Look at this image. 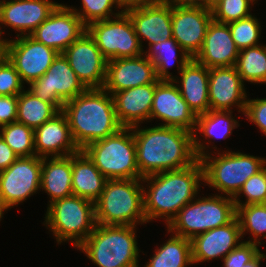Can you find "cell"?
Instances as JSON below:
<instances>
[{
  "mask_svg": "<svg viewBox=\"0 0 266 267\" xmlns=\"http://www.w3.org/2000/svg\"><path fill=\"white\" fill-rule=\"evenodd\" d=\"M235 66L209 68L210 110L245 111L249 94Z\"/></svg>",
  "mask_w": 266,
  "mask_h": 267,
  "instance_id": "cell-20",
  "label": "cell"
},
{
  "mask_svg": "<svg viewBox=\"0 0 266 267\" xmlns=\"http://www.w3.org/2000/svg\"><path fill=\"white\" fill-rule=\"evenodd\" d=\"M139 42L144 48L164 42L172 36V3L167 0H147L124 8ZM144 41L147 43L143 44ZM145 45V47H144Z\"/></svg>",
  "mask_w": 266,
  "mask_h": 267,
  "instance_id": "cell-12",
  "label": "cell"
},
{
  "mask_svg": "<svg viewBox=\"0 0 266 267\" xmlns=\"http://www.w3.org/2000/svg\"><path fill=\"white\" fill-rule=\"evenodd\" d=\"M107 180L82 150L72 154L73 195L95 203Z\"/></svg>",
  "mask_w": 266,
  "mask_h": 267,
  "instance_id": "cell-29",
  "label": "cell"
},
{
  "mask_svg": "<svg viewBox=\"0 0 266 267\" xmlns=\"http://www.w3.org/2000/svg\"><path fill=\"white\" fill-rule=\"evenodd\" d=\"M199 194L186 204L165 227L175 235L192 239L198 234L226 225L236 217L233 198L220 194Z\"/></svg>",
  "mask_w": 266,
  "mask_h": 267,
  "instance_id": "cell-8",
  "label": "cell"
},
{
  "mask_svg": "<svg viewBox=\"0 0 266 267\" xmlns=\"http://www.w3.org/2000/svg\"><path fill=\"white\" fill-rule=\"evenodd\" d=\"M9 211L3 204L2 200H1V196H0V221H2L5 213Z\"/></svg>",
  "mask_w": 266,
  "mask_h": 267,
  "instance_id": "cell-48",
  "label": "cell"
},
{
  "mask_svg": "<svg viewBox=\"0 0 266 267\" xmlns=\"http://www.w3.org/2000/svg\"><path fill=\"white\" fill-rule=\"evenodd\" d=\"M41 170L42 158L33 155L19 157L0 172V196L8 210L40 193Z\"/></svg>",
  "mask_w": 266,
  "mask_h": 267,
  "instance_id": "cell-11",
  "label": "cell"
},
{
  "mask_svg": "<svg viewBox=\"0 0 266 267\" xmlns=\"http://www.w3.org/2000/svg\"><path fill=\"white\" fill-rule=\"evenodd\" d=\"M144 55L154 64L157 79L168 81L173 80L192 59L173 38L152 44L144 50ZM171 67L177 69V75L170 72Z\"/></svg>",
  "mask_w": 266,
  "mask_h": 267,
  "instance_id": "cell-30",
  "label": "cell"
},
{
  "mask_svg": "<svg viewBox=\"0 0 266 267\" xmlns=\"http://www.w3.org/2000/svg\"><path fill=\"white\" fill-rule=\"evenodd\" d=\"M131 128L137 166L142 177L187 168L198 160L193 147V134L187 130L156 124L153 127L140 124Z\"/></svg>",
  "mask_w": 266,
  "mask_h": 267,
  "instance_id": "cell-1",
  "label": "cell"
},
{
  "mask_svg": "<svg viewBox=\"0 0 266 267\" xmlns=\"http://www.w3.org/2000/svg\"><path fill=\"white\" fill-rule=\"evenodd\" d=\"M172 4H178L183 6H201L210 8V0H167Z\"/></svg>",
  "mask_w": 266,
  "mask_h": 267,
  "instance_id": "cell-45",
  "label": "cell"
},
{
  "mask_svg": "<svg viewBox=\"0 0 266 267\" xmlns=\"http://www.w3.org/2000/svg\"><path fill=\"white\" fill-rule=\"evenodd\" d=\"M8 39L4 42V55L13 64L22 82L27 86L42 77L59 54L30 35Z\"/></svg>",
  "mask_w": 266,
  "mask_h": 267,
  "instance_id": "cell-14",
  "label": "cell"
},
{
  "mask_svg": "<svg viewBox=\"0 0 266 267\" xmlns=\"http://www.w3.org/2000/svg\"><path fill=\"white\" fill-rule=\"evenodd\" d=\"M27 89L42 101L53 104L59 111H62L65 102L86 90L62 53L54 59L48 71L32 81Z\"/></svg>",
  "mask_w": 266,
  "mask_h": 267,
  "instance_id": "cell-13",
  "label": "cell"
},
{
  "mask_svg": "<svg viewBox=\"0 0 266 267\" xmlns=\"http://www.w3.org/2000/svg\"><path fill=\"white\" fill-rule=\"evenodd\" d=\"M34 147L36 156L41 158L63 157L80 151L62 111L34 130Z\"/></svg>",
  "mask_w": 266,
  "mask_h": 267,
  "instance_id": "cell-24",
  "label": "cell"
},
{
  "mask_svg": "<svg viewBox=\"0 0 266 267\" xmlns=\"http://www.w3.org/2000/svg\"><path fill=\"white\" fill-rule=\"evenodd\" d=\"M160 81L157 79L154 83L112 94L116 117L122 127L131 128L150 122L155 87Z\"/></svg>",
  "mask_w": 266,
  "mask_h": 267,
  "instance_id": "cell-25",
  "label": "cell"
},
{
  "mask_svg": "<svg viewBox=\"0 0 266 267\" xmlns=\"http://www.w3.org/2000/svg\"><path fill=\"white\" fill-rule=\"evenodd\" d=\"M165 243L156 245L154 253L143 267H190L193 266L191 240L172 232Z\"/></svg>",
  "mask_w": 266,
  "mask_h": 267,
  "instance_id": "cell-31",
  "label": "cell"
},
{
  "mask_svg": "<svg viewBox=\"0 0 266 267\" xmlns=\"http://www.w3.org/2000/svg\"><path fill=\"white\" fill-rule=\"evenodd\" d=\"M243 240L237 217L226 225L198 234L191 239L193 265L222 260Z\"/></svg>",
  "mask_w": 266,
  "mask_h": 267,
  "instance_id": "cell-21",
  "label": "cell"
},
{
  "mask_svg": "<svg viewBox=\"0 0 266 267\" xmlns=\"http://www.w3.org/2000/svg\"><path fill=\"white\" fill-rule=\"evenodd\" d=\"M155 119L156 124L161 121L157 125L176 127L191 133L195 130L197 116L172 80H161L155 87L150 122Z\"/></svg>",
  "mask_w": 266,
  "mask_h": 267,
  "instance_id": "cell-16",
  "label": "cell"
},
{
  "mask_svg": "<svg viewBox=\"0 0 266 267\" xmlns=\"http://www.w3.org/2000/svg\"><path fill=\"white\" fill-rule=\"evenodd\" d=\"M263 252L264 251H260L251 261H249L242 267H262L261 263L266 261V252Z\"/></svg>",
  "mask_w": 266,
  "mask_h": 267,
  "instance_id": "cell-46",
  "label": "cell"
},
{
  "mask_svg": "<svg viewBox=\"0 0 266 267\" xmlns=\"http://www.w3.org/2000/svg\"><path fill=\"white\" fill-rule=\"evenodd\" d=\"M233 201L235 206L266 203V165L246 180Z\"/></svg>",
  "mask_w": 266,
  "mask_h": 267,
  "instance_id": "cell-39",
  "label": "cell"
},
{
  "mask_svg": "<svg viewBox=\"0 0 266 267\" xmlns=\"http://www.w3.org/2000/svg\"><path fill=\"white\" fill-rule=\"evenodd\" d=\"M25 88L26 86L17 70L8 58L3 55L0 58V95H19Z\"/></svg>",
  "mask_w": 266,
  "mask_h": 267,
  "instance_id": "cell-40",
  "label": "cell"
},
{
  "mask_svg": "<svg viewBox=\"0 0 266 267\" xmlns=\"http://www.w3.org/2000/svg\"><path fill=\"white\" fill-rule=\"evenodd\" d=\"M156 80L155 66L144 54L134 58H119L108 60L103 89L112 95Z\"/></svg>",
  "mask_w": 266,
  "mask_h": 267,
  "instance_id": "cell-22",
  "label": "cell"
},
{
  "mask_svg": "<svg viewBox=\"0 0 266 267\" xmlns=\"http://www.w3.org/2000/svg\"><path fill=\"white\" fill-rule=\"evenodd\" d=\"M96 224L101 225H144L142 179L107 180L95 202Z\"/></svg>",
  "mask_w": 266,
  "mask_h": 267,
  "instance_id": "cell-5",
  "label": "cell"
},
{
  "mask_svg": "<svg viewBox=\"0 0 266 267\" xmlns=\"http://www.w3.org/2000/svg\"><path fill=\"white\" fill-rule=\"evenodd\" d=\"M253 0H220L211 7L215 22L228 24L252 15Z\"/></svg>",
  "mask_w": 266,
  "mask_h": 267,
  "instance_id": "cell-38",
  "label": "cell"
},
{
  "mask_svg": "<svg viewBox=\"0 0 266 267\" xmlns=\"http://www.w3.org/2000/svg\"><path fill=\"white\" fill-rule=\"evenodd\" d=\"M4 55V42L0 41V58Z\"/></svg>",
  "mask_w": 266,
  "mask_h": 267,
  "instance_id": "cell-49",
  "label": "cell"
},
{
  "mask_svg": "<svg viewBox=\"0 0 266 267\" xmlns=\"http://www.w3.org/2000/svg\"><path fill=\"white\" fill-rule=\"evenodd\" d=\"M73 140L82 150L89 144L116 134L123 128L116 117L113 97L103 88L86 89L62 108Z\"/></svg>",
  "mask_w": 266,
  "mask_h": 267,
  "instance_id": "cell-3",
  "label": "cell"
},
{
  "mask_svg": "<svg viewBox=\"0 0 266 267\" xmlns=\"http://www.w3.org/2000/svg\"><path fill=\"white\" fill-rule=\"evenodd\" d=\"M47 193L48 204L73 195L72 155L42 158L40 191Z\"/></svg>",
  "mask_w": 266,
  "mask_h": 267,
  "instance_id": "cell-28",
  "label": "cell"
},
{
  "mask_svg": "<svg viewBox=\"0 0 266 267\" xmlns=\"http://www.w3.org/2000/svg\"><path fill=\"white\" fill-rule=\"evenodd\" d=\"M243 116L249 123H253L260 133L266 136V98H249L246 102Z\"/></svg>",
  "mask_w": 266,
  "mask_h": 267,
  "instance_id": "cell-42",
  "label": "cell"
},
{
  "mask_svg": "<svg viewBox=\"0 0 266 267\" xmlns=\"http://www.w3.org/2000/svg\"><path fill=\"white\" fill-rule=\"evenodd\" d=\"M233 112L234 111L209 110L207 113L197 116L196 127L192 133L193 147L197 159L200 160L210 153L223 151L220 148L217 149L214 142L219 139L226 140L232 135L234 129L240 126L237 117L240 119L242 115L240 114V116L237 115L235 117L233 116Z\"/></svg>",
  "mask_w": 266,
  "mask_h": 267,
  "instance_id": "cell-23",
  "label": "cell"
},
{
  "mask_svg": "<svg viewBox=\"0 0 266 267\" xmlns=\"http://www.w3.org/2000/svg\"><path fill=\"white\" fill-rule=\"evenodd\" d=\"M172 81L196 116L210 110L209 68L192 58Z\"/></svg>",
  "mask_w": 266,
  "mask_h": 267,
  "instance_id": "cell-27",
  "label": "cell"
},
{
  "mask_svg": "<svg viewBox=\"0 0 266 267\" xmlns=\"http://www.w3.org/2000/svg\"><path fill=\"white\" fill-rule=\"evenodd\" d=\"M212 20L211 8L172 4L173 39L191 58L201 50Z\"/></svg>",
  "mask_w": 266,
  "mask_h": 267,
  "instance_id": "cell-18",
  "label": "cell"
},
{
  "mask_svg": "<svg viewBox=\"0 0 266 267\" xmlns=\"http://www.w3.org/2000/svg\"><path fill=\"white\" fill-rule=\"evenodd\" d=\"M260 251L259 245L242 242L221 260L223 262L222 267H242L251 261Z\"/></svg>",
  "mask_w": 266,
  "mask_h": 267,
  "instance_id": "cell-41",
  "label": "cell"
},
{
  "mask_svg": "<svg viewBox=\"0 0 266 267\" xmlns=\"http://www.w3.org/2000/svg\"><path fill=\"white\" fill-rule=\"evenodd\" d=\"M86 31L79 16L67 4L60 3L30 36L36 41L63 53Z\"/></svg>",
  "mask_w": 266,
  "mask_h": 267,
  "instance_id": "cell-19",
  "label": "cell"
},
{
  "mask_svg": "<svg viewBox=\"0 0 266 267\" xmlns=\"http://www.w3.org/2000/svg\"><path fill=\"white\" fill-rule=\"evenodd\" d=\"M260 22V18L252 14L247 18L228 23L231 37L239 50L262 44L260 39L264 37L261 35L263 25Z\"/></svg>",
  "mask_w": 266,
  "mask_h": 267,
  "instance_id": "cell-37",
  "label": "cell"
},
{
  "mask_svg": "<svg viewBox=\"0 0 266 267\" xmlns=\"http://www.w3.org/2000/svg\"><path fill=\"white\" fill-rule=\"evenodd\" d=\"M220 0H210V8Z\"/></svg>",
  "mask_w": 266,
  "mask_h": 267,
  "instance_id": "cell-50",
  "label": "cell"
},
{
  "mask_svg": "<svg viewBox=\"0 0 266 267\" xmlns=\"http://www.w3.org/2000/svg\"><path fill=\"white\" fill-rule=\"evenodd\" d=\"M108 179H142L137 166L136 145L132 128L93 142L82 149Z\"/></svg>",
  "mask_w": 266,
  "mask_h": 267,
  "instance_id": "cell-9",
  "label": "cell"
},
{
  "mask_svg": "<svg viewBox=\"0 0 266 267\" xmlns=\"http://www.w3.org/2000/svg\"><path fill=\"white\" fill-rule=\"evenodd\" d=\"M142 185L146 222L161 219L167 226L204 188L203 165L198 159L187 168L152 174L142 178Z\"/></svg>",
  "mask_w": 266,
  "mask_h": 267,
  "instance_id": "cell-2",
  "label": "cell"
},
{
  "mask_svg": "<svg viewBox=\"0 0 266 267\" xmlns=\"http://www.w3.org/2000/svg\"><path fill=\"white\" fill-rule=\"evenodd\" d=\"M18 95H0V127L17 120Z\"/></svg>",
  "mask_w": 266,
  "mask_h": 267,
  "instance_id": "cell-43",
  "label": "cell"
},
{
  "mask_svg": "<svg viewBox=\"0 0 266 267\" xmlns=\"http://www.w3.org/2000/svg\"><path fill=\"white\" fill-rule=\"evenodd\" d=\"M138 226L96 224L76 250L98 267H141Z\"/></svg>",
  "mask_w": 266,
  "mask_h": 267,
  "instance_id": "cell-4",
  "label": "cell"
},
{
  "mask_svg": "<svg viewBox=\"0 0 266 267\" xmlns=\"http://www.w3.org/2000/svg\"><path fill=\"white\" fill-rule=\"evenodd\" d=\"M86 31L107 60L144 54L133 24L124 11L116 17L90 23Z\"/></svg>",
  "mask_w": 266,
  "mask_h": 267,
  "instance_id": "cell-10",
  "label": "cell"
},
{
  "mask_svg": "<svg viewBox=\"0 0 266 267\" xmlns=\"http://www.w3.org/2000/svg\"><path fill=\"white\" fill-rule=\"evenodd\" d=\"M59 4L53 0H0L1 40H7L6 27L17 33L15 37L30 35Z\"/></svg>",
  "mask_w": 266,
  "mask_h": 267,
  "instance_id": "cell-15",
  "label": "cell"
},
{
  "mask_svg": "<svg viewBox=\"0 0 266 267\" xmlns=\"http://www.w3.org/2000/svg\"><path fill=\"white\" fill-rule=\"evenodd\" d=\"M45 210L44 227L48 229L57 245L69 243L78 248L94 231L95 203L71 195L49 204Z\"/></svg>",
  "mask_w": 266,
  "mask_h": 267,
  "instance_id": "cell-7",
  "label": "cell"
},
{
  "mask_svg": "<svg viewBox=\"0 0 266 267\" xmlns=\"http://www.w3.org/2000/svg\"><path fill=\"white\" fill-rule=\"evenodd\" d=\"M18 158V155L7 145V143L0 136V172L7 169Z\"/></svg>",
  "mask_w": 266,
  "mask_h": 267,
  "instance_id": "cell-44",
  "label": "cell"
},
{
  "mask_svg": "<svg viewBox=\"0 0 266 267\" xmlns=\"http://www.w3.org/2000/svg\"><path fill=\"white\" fill-rule=\"evenodd\" d=\"M204 186L222 196L234 198L248 178L266 165V158L224 148L200 159Z\"/></svg>",
  "mask_w": 266,
  "mask_h": 267,
  "instance_id": "cell-6",
  "label": "cell"
},
{
  "mask_svg": "<svg viewBox=\"0 0 266 267\" xmlns=\"http://www.w3.org/2000/svg\"><path fill=\"white\" fill-rule=\"evenodd\" d=\"M117 1L123 8H125V7L132 6V5H138L141 2H144L147 0H117Z\"/></svg>",
  "mask_w": 266,
  "mask_h": 267,
  "instance_id": "cell-47",
  "label": "cell"
},
{
  "mask_svg": "<svg viewBox=\"0 0 266 267\" xmlns=\"http://www.w3.org/2000/svg\"><path fill=\"white\" fill-rule=\"evenodd\" d=\"M236 217L239 221L243 242L257 245L266 244V203L236 206ZM263 238V239H262Z\"/></svg>",
  "mask_w": 266,
  "mask_h": 267,
  "instance_id": "cell-34",
  "label": "cell"
},
{
  "mask_svg": "<svg viewBox=\"0 0 266 267\" xmlns=\"http://www.w3.org/2000/svg\"><path fill=\"white\" fill-rule=\"evenodd\" d=\"M0 136L18 157L36 155L34 129L20 122H12L0 127Z\"/></svg>",
  "mask_w": 266,
  "mask_h": 267,
  "instance_id": "cell-35",
  "label": "cell"
},
{
  "mask_svg": "<svg viewBox=\"0 0 266 267\" xmlns=\"http://www.w3.org/2000/svg\"><path fill=\"white\" fill-rule=\"evenodd\" d=\"M71 69L86 89L103 88L108 60L87 31L63 53Z\"/></svg>",
  "mask_w": 266,
  "mask_h": 267,
  "instance_id": "cell-17",
  "label": "cell"
},
{
  "mask_svg": "<svg viewBox=\"0 0 266 267\" xmlns=\"http://www.w3.org/2000/svg\"><path fill=\"white\" fill-rule=\"evenodd\" d=\"M239 49L231 37L228 24L211 21L201 50L194 59L207 68L235 66Z\"/></svg>",
  "mask_w": 266,
  "mask_h": 267,
  "instance_id": "cell-26",
  "label": "cell"
},
{
  "mask_svg": "<svg viewBox=\"0 0 266 267\" xmlns=\"http://www.w3.org/2000/svg\"><path fill=\"white\" fill-rule=\"evenodd\" d=\"M80 2L79 8L73 5L67 6L79 16L86 27L95 21L116 17L124 11L117 0H80Z\"/></svg>",
  "mask_w": 266,
  "mask_h": 267,
  "instance_id": "cell-36",
  "label": "cell"
},
{
  "mask_svg": "<svg viewBox=\"0 0 266 267\" xmlns=\"http://www.w3.org/2000/svg\"><path fill=\"white\" fill-rule=\"evenodd\" d=\"M235 68L244 83L266 85V44L239 50Z\"/></svg>",
  "mask_w": 266,
  "mask_h": 267,
  "instance_id": "cell-33",
  "label": "cell"
},
{
  "mask_svg": "<svg viewBox=\"0 0 266 267\" xmlns=\"http://www.w3.org/2000/svg\"><path fill=\"white\" fill-rule=\"evenodd\" d=\"M59 112L53 104L42 101L26 88L18 95L16 121L34 130Z\"/></svg>",
  "mask_w": 266,
  "mask_h": 267,
  "instance_id": "cell-32",
  "label": "cell"
}]
</instances>
